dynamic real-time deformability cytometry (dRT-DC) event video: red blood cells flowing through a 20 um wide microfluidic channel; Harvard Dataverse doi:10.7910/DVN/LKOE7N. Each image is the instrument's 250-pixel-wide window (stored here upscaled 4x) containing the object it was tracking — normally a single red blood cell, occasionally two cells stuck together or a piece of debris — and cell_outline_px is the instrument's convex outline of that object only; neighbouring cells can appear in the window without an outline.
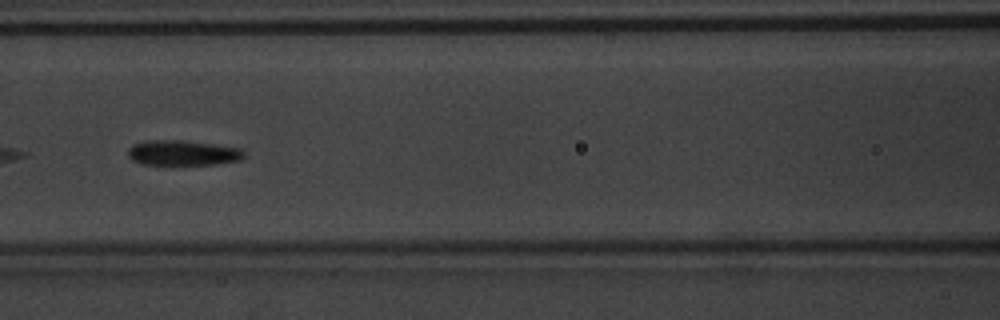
{"species": "common noctule bat (a hibernating species)", "species_latin": "Nyctalus noctula", "temperature_condition": "warm", "stored_images_in_passage": 17, "camera_frame_rate_fps": 3000, "um_per_image_px": 0.085, "animal": {"sex": "male", "body_mass_g": 20.1, "forearm_length_mm": 53.5}, "frame": {"image": 1, "passage_image": 8, "time_ms": 2.333, "image_size_px": [1000, 320], "cell_outline_px": [[244, 156], [240, 160], [216, 164], [144, 164], [132, 160], [128, 156], [128, 148], [132, 144], [148, 140], [184, 140], [240, 148], [244, 152]], "centroid_in_image_um": [15.51, 12.98], "position_along_channel_um": 151.1, "area_um2": 16.94}}